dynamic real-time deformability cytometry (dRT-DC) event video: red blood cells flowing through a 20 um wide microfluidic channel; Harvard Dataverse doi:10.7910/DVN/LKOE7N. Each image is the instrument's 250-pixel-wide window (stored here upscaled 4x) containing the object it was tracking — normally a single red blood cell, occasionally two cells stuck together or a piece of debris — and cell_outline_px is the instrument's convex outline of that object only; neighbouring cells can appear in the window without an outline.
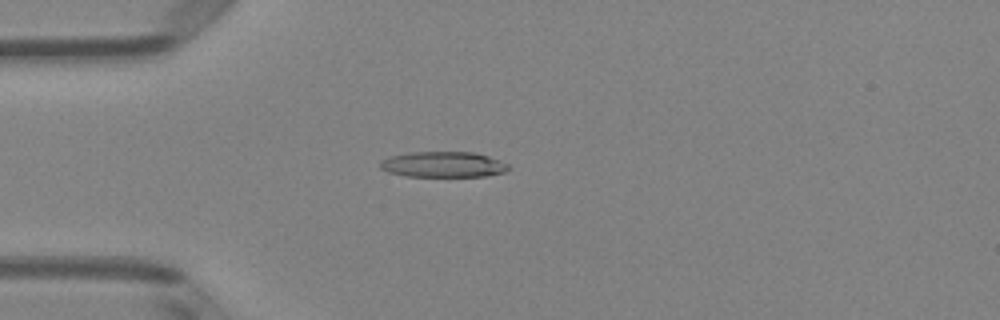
{"species": "Egyptian fruit bat (a non-hibernating species)", "species_latin": "Rousettus aegyptiacus", "temperature_condition": "room temperature", "stored_images_in_passage": 49, "camera_frame_rate_fps": 3000, "um_per_image_px": 0.085, "animal": {"sex": "female"}, "frame": {"image": 1, "passage_image": 13, "time_ms": 4.0, "image_size_px": [1000, 320], "cell_outline_px": [[512, 168], [504, 172], [484, 176], [404, 176], [388, 172], [380, 168], [380, 160], [388, 156], [408, 152], [476, 152], [500, 160], [508, 164]], "centroid_in_image_um": [37.66, 13.97], "position_along_channel_um": 47.3, "area_um2": 19.36}}
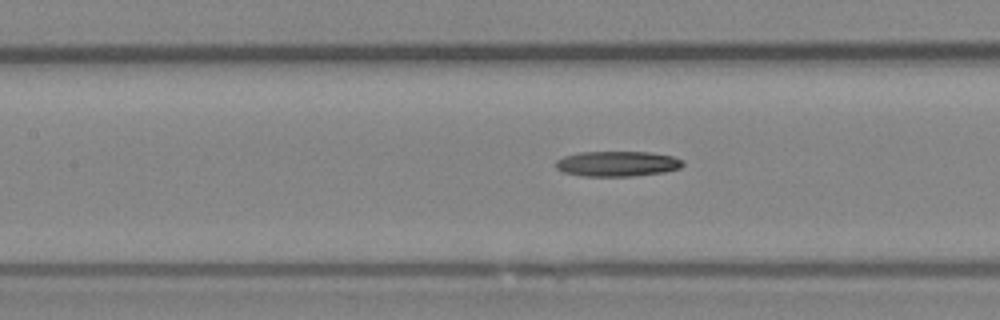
{"frame": {"image": 2, "passage_image": 22, "time_ms": 7.0, "image_size_px": [1000, 320], "cell_outline_px": [[684, 164], [680, 168], [664, 172], [632, 176], [580, 176], [564, 172], [556, 168], [556, 160], [564, 156], [580, 152], [648, 152], [672, 156], [684, 160]], "centroid_in_image_um": [52.47, 13.92], "position_along_channel_um": 154.9, "area_um2": 18.73}}
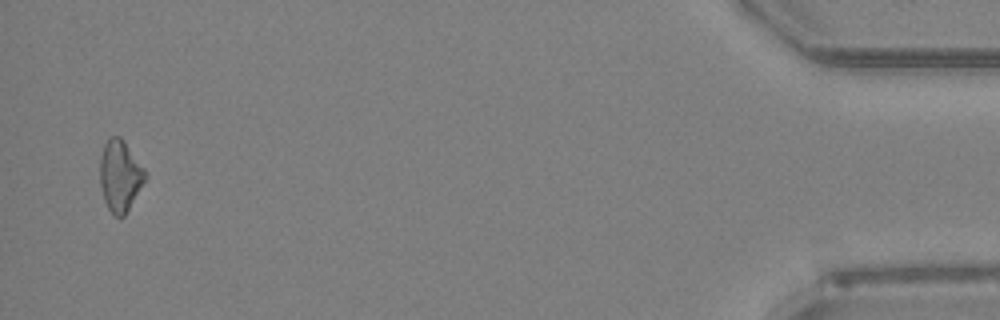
{"frame": {"image": 3, "passage_image": 48, "time_ms": 15.667, "image_size_px": [1000, 320], "cell_outline_px": [[148, 176], [124, 216], [116, 216], [108, 208], [104, 200], [100, 184], [100, 156], [104, 144], [108, 136], [120, 136], [124, 140], [144, 168]], "centroid_in_image_um": [10.2, 14.9], "position_along_channel_um": 425.0, "area_um2": 18.79}, "authors_computed_cell_mechanics": {"area_um2": 18.785, "velocity_mm_per_s": 4.0955, "shape_relaxation_time_tau1_ms": 9.108, "shape_relaxation_time_tau2_ms": null, "deformation_change_tau1": 0.1996, "deformation_change_tau2": null}}